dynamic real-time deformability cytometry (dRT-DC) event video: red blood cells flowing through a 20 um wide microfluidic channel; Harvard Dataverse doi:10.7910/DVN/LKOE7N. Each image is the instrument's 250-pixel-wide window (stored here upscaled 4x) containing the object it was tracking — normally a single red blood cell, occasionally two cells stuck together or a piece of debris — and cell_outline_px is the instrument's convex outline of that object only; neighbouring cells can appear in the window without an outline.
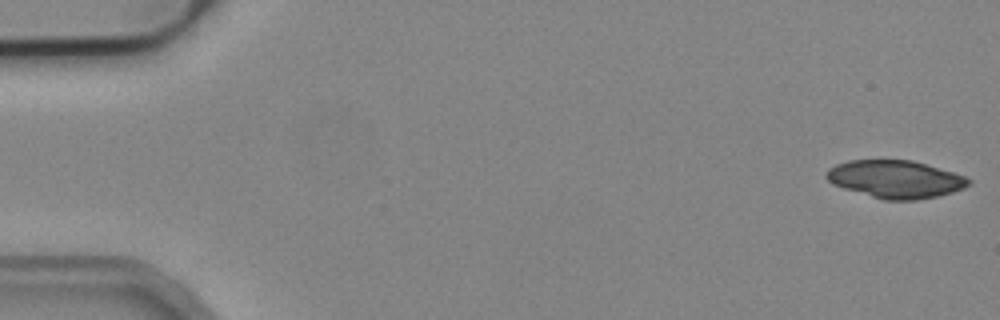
{"species": "common noctule bat (a hibernating species)", "species_latin": "Nyctalus noctula", "temperature_condition": "cold", "stored_images_in_passage": 7, "camera_frame_rate_fps": 3000, "um_per_image_px": 0.085, "animal": {"sex": "male", "body_mass_g": 19.2, "forearm_length_mm": 51.8}, "frame": {"image": 1, "passage_image": 1, "time_ms": 0.0, "image_size_px": [1000, 320], "cell_outline_px": [[972, 184], [964, 188], [952, 192], [936, 196], [916, 200], [884, 200], [844, 188], [832, 184], [824, 176], [828, 168], [836, 164], [848, 160], [912, 160], [952, 172], [964, 176], [972, 180]], "centroid_in_image_um": [76.1, 15.23], "position_along_channel_um": 8.9, "area_um2": 31.15}}